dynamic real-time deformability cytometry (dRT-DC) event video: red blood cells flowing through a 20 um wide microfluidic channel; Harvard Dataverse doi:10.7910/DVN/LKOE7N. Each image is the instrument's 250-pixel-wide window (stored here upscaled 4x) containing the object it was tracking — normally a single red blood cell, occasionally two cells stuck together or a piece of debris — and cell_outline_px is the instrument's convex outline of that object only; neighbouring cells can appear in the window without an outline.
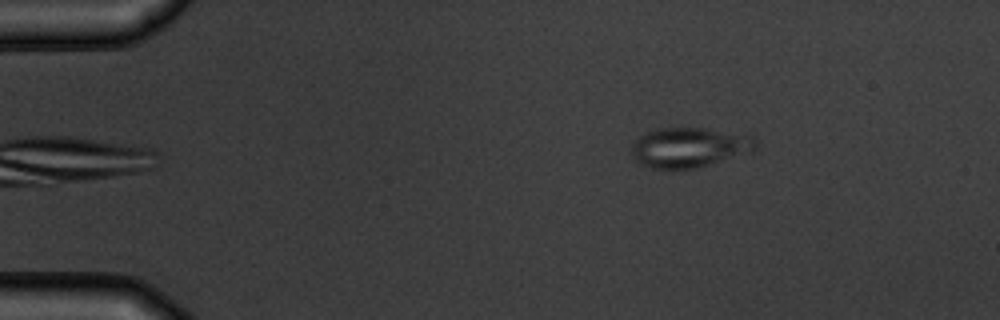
{"species": "common noctule bat (a hibernating species)", "species_latin": "Nyctalus noctula", "temperature_condition": "warm", "stored_images_in_passage": 6, "camera_frame_rate_fps": 3000, "um_per_image_px": 0.085, "animal": {"sex": "male", "body_mass_g": 19.5, "forearm_length_mm": 54.6}, "frame": {"image": 1, "passage_image": 6, "time_ms": 5.667, "image_size_px": [1000, 320], "cell_outline_px": [[756, 148], [752, 152], [692, 168], [648, 168], [640, 164], [636, 160], [632, 152], [632, 144], [640, 136], [656, 128], [700, 128], [752, 136], [756, 140]], "centroid_in_image_um": [58.56, 12.52], "position_along_channel_um": 26.4, "area_um2": 28.26}}